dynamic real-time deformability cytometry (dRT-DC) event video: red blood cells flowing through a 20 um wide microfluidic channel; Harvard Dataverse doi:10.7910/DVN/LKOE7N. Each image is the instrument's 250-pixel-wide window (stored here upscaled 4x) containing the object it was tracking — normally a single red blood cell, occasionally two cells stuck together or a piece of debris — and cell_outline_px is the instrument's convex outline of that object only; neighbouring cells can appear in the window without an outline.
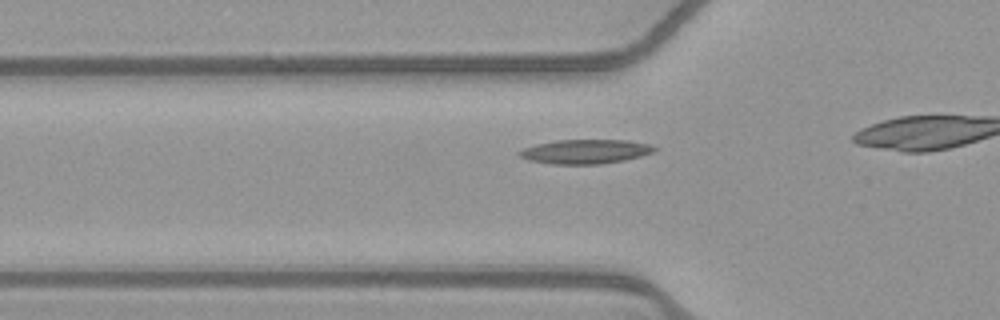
{"species": "common noctule bat (a hibernating species)", "species_latin": "Nyctalus noctula", "temperature_condition": "warm", "stored_images_in_passage": 7, "camera_frame_rate_fps": 3000, "um_per_image_px": 0.085, "animal": {"sex": "female", "body_mass_g": 21.9}, "frame": {"image": 1, "passage_image": 2, "time_ms": 0.333, "image_size_px": [1000, 320], "cell_outline_px": [[656, 152], [624, 160], [600, 164], [552, 164], [528, 160], [520, 156], [516, 152], [524, 148], [536, 144], [556, 140], [628, 140], [648, 144], [656, 148]], "centroid_in_image_um": [49.74, 12.88], "position_along_channel_um": 76.1, "area_um2": 19.07}}
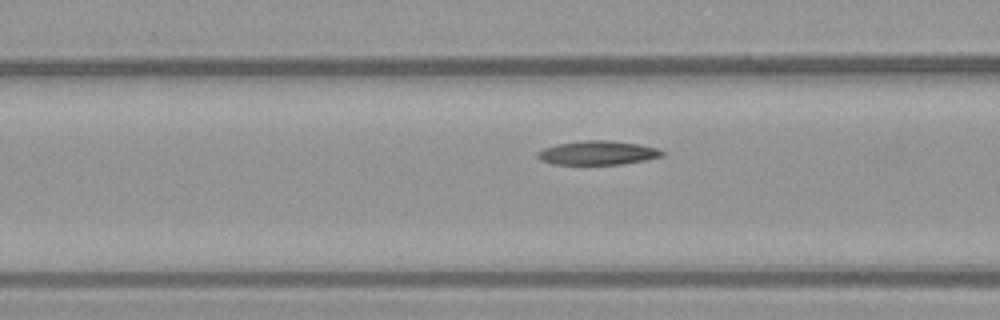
{"frame": {"image": 2, "passage_image": 5, "time_ms": 1.333, "image_size_px": [1000, 320], "cell_outline_px": [[664, 156], [644, 160], [620, 164], [552, 164], [540, 160], [536, 156], [536, 152], [544, 148], [556, 144], [584, 140], [608, 140], [640, 144], [656, 148], [664, 152]], "centroid_in_image_um": [50.77, 12.98], "position_along_channel_um": 115.8, "area_um2": 17.4}}